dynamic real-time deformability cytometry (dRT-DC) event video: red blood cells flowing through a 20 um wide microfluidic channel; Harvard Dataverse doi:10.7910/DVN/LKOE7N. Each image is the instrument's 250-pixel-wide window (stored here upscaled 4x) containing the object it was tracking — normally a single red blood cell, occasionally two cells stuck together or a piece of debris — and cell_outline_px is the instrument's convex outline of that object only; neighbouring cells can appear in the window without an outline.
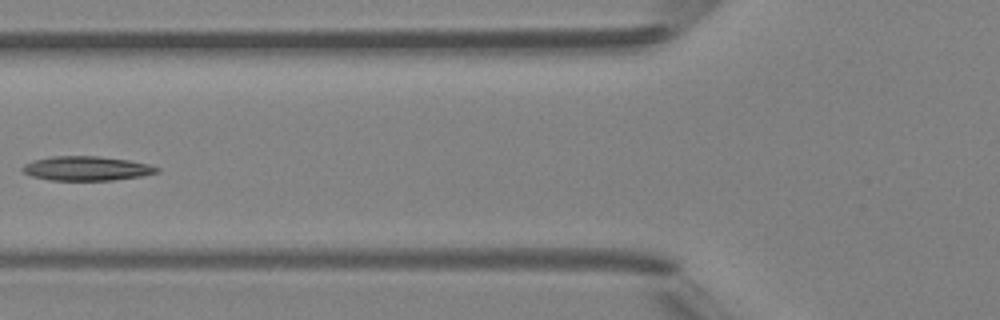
{"species": "Egyptian fruit bat (a non-hibernating species)", "species_latin": "Rousettus aegyptiacus", "temperature_condition": "room temperature", "stored_images_in_passage": 4, "camera_frame_rate_fps": 3000, "um_per_image_px": 0.085, "animal": {"sex": "female"}, "frame": {"image": 1, "passage_image": 4, "time_ms": 4.333, "image_size_px": [1000, 320], "cell_outline_px": [[160, 172], [140, 176], [112, 180], [48, 180], [32, 176], [24, 172], [20, 168], [24, 164], [32, 160], [52, 156], [96, 156], [128, 160], [148, 164], [160, 168]], "centroid_in_image_um": [7.33, 14.31], "position_along_channel_um": 118.5, "area_um2": 19.02}}